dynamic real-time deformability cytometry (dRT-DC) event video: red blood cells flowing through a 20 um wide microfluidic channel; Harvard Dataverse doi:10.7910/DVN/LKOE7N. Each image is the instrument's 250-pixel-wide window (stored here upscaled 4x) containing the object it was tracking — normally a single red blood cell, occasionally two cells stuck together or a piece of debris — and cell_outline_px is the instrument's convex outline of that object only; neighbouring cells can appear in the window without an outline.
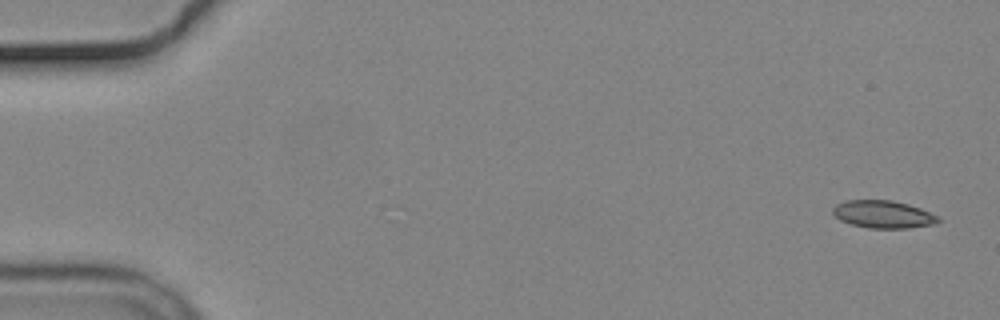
{"species": "common noctule bat (a hibernating species)", "species_latin": "Nyctalus noctula", "temperature_condition": "cold", "stored_images_in_passage": 55, "camera_frame_rate_fps": 3000, "um_per_image_px": 0.085, "animal": {"sex": "male", "body_mass_g": 19.2, "forearm_length_mm": 51.8}, "frame": {"image": 1, "passage_image": 1, "time_ms": 0.0, "image_size_px": [1000, 320], "cell_outline_px": [[940, 220], [936, 224], [908, 228], [868, 228], [852, 224], [840, 220], [832, 212], [832, 208], [836, 204], [844, 200], [892, 200], [908, 204], [920, 208], [940, 216]], "centroid_in_image_um": [75.08, 18.21], "position_along_channel_um": 9.9, "area_um2": 17.05}}
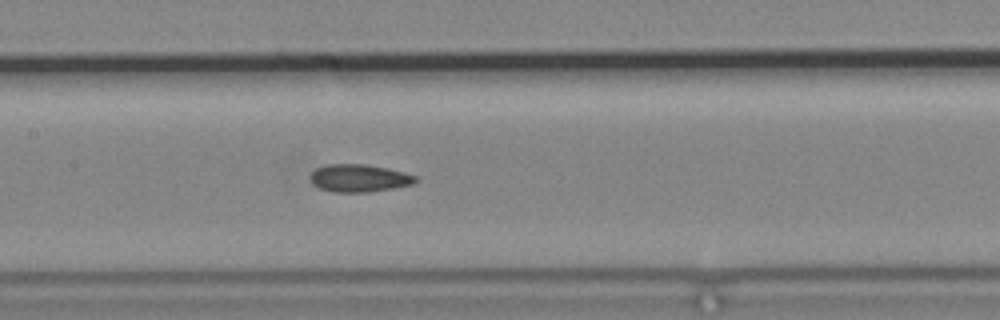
{"frame": {"image": 2, "passage_image": 26, "time_ms": 8.333, "image_size_px": [1000, 320], "cell_outline_px": [[420, 180], [416, 184], [368, 192], [332, 192], [320, 188], [312, 184], [308, 176], [316, 168], [328, 164], [364, 164], [388, 168], [404, 172], [416, 176]], "centroid_in_image_um": [30.54, 15.14], "position_along_channel_um": 176.9, "area_um2": 17.17}}
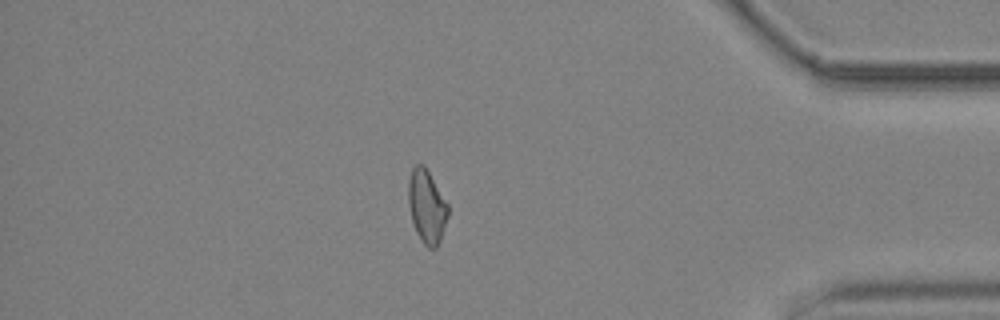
{"frame": {"image": 3, "passage_image": 47, "time_ms": 15.333, "image_size_px": [1000, 320], "cell_outline_px": [[448, 216], [440, 240], [436, 248], [428, 248], [424, 244], [416, 232], [412, 220], [408, 204], [408, 180], [412, 168], [416, 164], [424, 164], [448, 204]], "centroid_in_image_um": [36.26, 17.53], "position_along_channel_um": 398.9, "area_um2": 16.88}, "authors_computed_cell_mechanics": {"area_um2": 17.051, "velocity_mm_per_s": 3.6818, "shape_relaxation_time_tau1_ms": null, "shape_relaxation_time_tau2_ms": 2.6828, "deformation_change_tau1": null, "deformation_change_tau2": 0.0879}}